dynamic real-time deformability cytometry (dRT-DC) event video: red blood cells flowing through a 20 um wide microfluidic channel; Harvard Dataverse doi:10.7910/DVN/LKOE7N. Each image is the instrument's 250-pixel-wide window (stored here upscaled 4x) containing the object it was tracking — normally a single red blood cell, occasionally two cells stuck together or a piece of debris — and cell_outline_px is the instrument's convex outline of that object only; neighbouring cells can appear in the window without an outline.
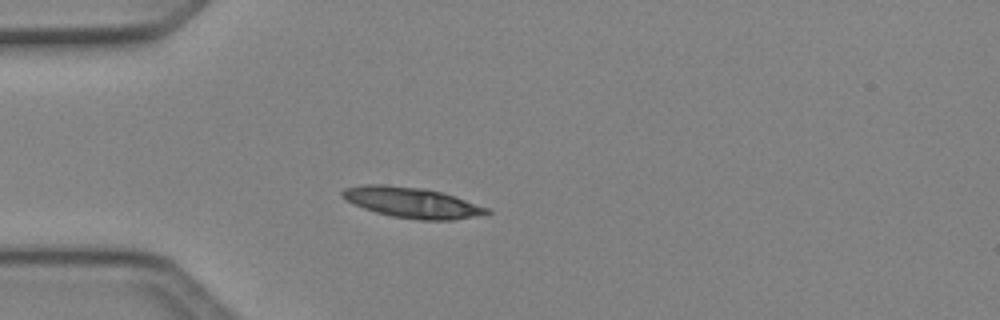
{"species": "Egyptian fruit bat (a non-hibernating species)", "species_latin": "Rousettus aegyptiacus", "temperature_condition": "cold", "stored_images_in_passage": 4, "camera_frame_rate_fps": 3000, "um_per_image_px": 0.085, "animal": {"sex": "female"}, "frame": {"image": 1, "passage_image": 2, "time_ms": 0.333, "image_size_px": [1000, 320], "cell_outline_px": [[492, 212], [452, 220], [420, 220], [392, 216], [376, 212], [364, 208], [340, 196], [340, 192], [344, 188], [360, 184], [384, 184], [424, 188], [456, 196], [492, 208]], "centroid_in_image_um": [35.04, 17.2], "position_along_channel_um": 50.0, "area_um2": 25.78}}